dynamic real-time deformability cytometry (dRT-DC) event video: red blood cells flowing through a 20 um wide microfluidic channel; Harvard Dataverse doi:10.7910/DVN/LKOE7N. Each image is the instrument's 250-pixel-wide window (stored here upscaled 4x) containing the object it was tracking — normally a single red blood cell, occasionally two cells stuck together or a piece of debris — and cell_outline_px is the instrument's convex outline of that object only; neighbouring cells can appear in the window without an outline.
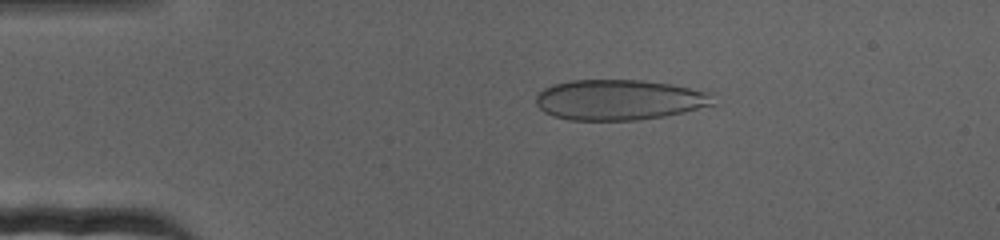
{"species": "human", "species_latin": "Homo sapiens", "temperature_condition": "cold", "stored_images_in_passage": 65, "camera_frame_rate_fps": 3000, "um_per_image_px": 0.085, "donor": {"sex": "female"}, "frame": {"image": 1, "passage_image": 7, "time_ms": 2.0, "image_size_px": [1000, 240], "cell_outline_px": [[716, 92], [712, 104], [684, 112], [664, 116], [636, 120], [568, 120], [552, 116], [544, 112], [536, 104], [536, 96], [544, 88], [552, 84], [572, 80], [644, 80]], "centroid_in_image_um": [52.63, 8.48], "position_along_channel_um": 32.4, "area_um2": 41.96}}
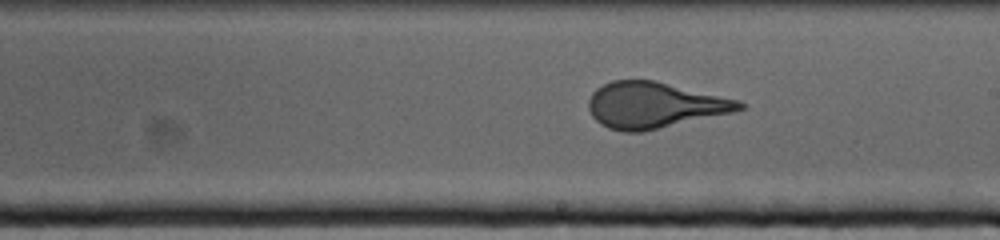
{"frame": {"image": 2, "passage_image": 34, "time_ms": 11.0, "image_size_px": [1000, 240], "cell_outline_px": [[744, 108], [732, 112], [644, 132], [624, 132], [608, 128], [600, 124], [592, 116], [588, 108], [588, 100], [592, 92], [596, 88], [612, 80], [656, 80], [740, 100], [744, 104]], "centroid_in_image_um": [55.59, 8.93], "position_along_channel_um": 233.4, "area_um2": 40.58}}
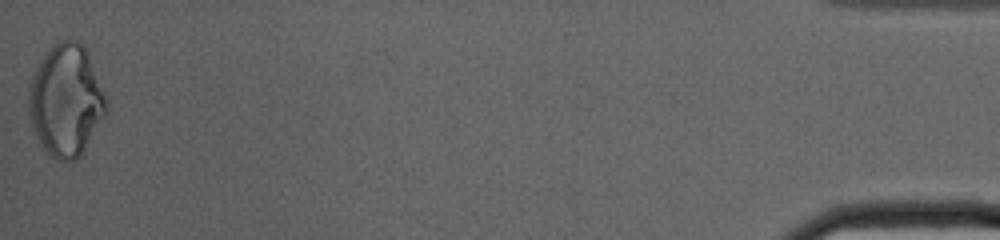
{"frame": {"image": 3, "passage_image": 65, "time_ms": 21.333, "image_size_px": [1000, 240], "cell_outline_px": [[108, 108], [104, 116], [80, 156], [72, 160], [56, 160], [44, 148], [32, 124], [28, 112], [28, 88], [36, 68], [40, 60], [52, 44], [56, 40], [76, 40], [84, 48], [88, 56], [108, 100]], "centroid_in_image_um": [5.6, 8.51], "position_along_channel_um": 429.6, "area_um2": 49.82}}